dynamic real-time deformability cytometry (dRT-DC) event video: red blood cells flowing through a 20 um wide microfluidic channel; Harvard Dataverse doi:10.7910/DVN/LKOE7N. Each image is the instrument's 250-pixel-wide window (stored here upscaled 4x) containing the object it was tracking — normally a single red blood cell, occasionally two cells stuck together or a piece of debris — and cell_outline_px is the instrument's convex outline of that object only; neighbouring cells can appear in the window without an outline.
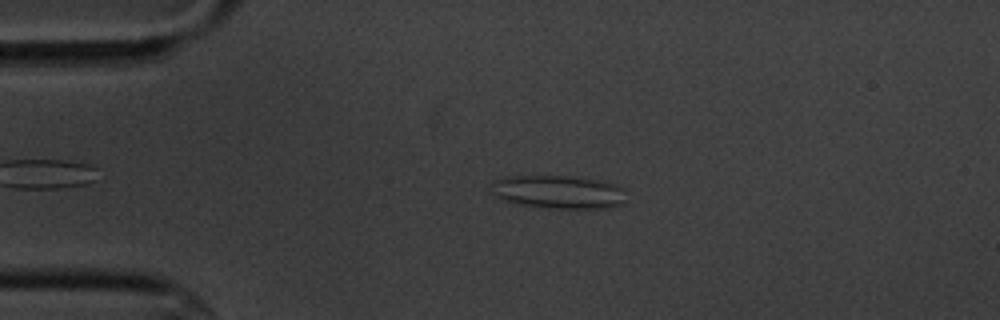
{"species": "common noctule bat (a hibernating species)", "species_latin": "Nyctalus noctula", "temperature_condition": "cold", "stored_images_in_passage": 5, "camera_frame_rate_fps": 3000, "um_per_image_px": 0.085, "animal": {"sex": "male", "body_mass_g": 20.1, "forearm_length_mm": 53.5}, "frame": {"image": 1, "passage_image": 2, "time_ms": 1.333, "image_size_px": [1000, 320], "cell_outline_px": [[624, 204], [612, 208], [548, 208], [524, 204], [504, 200], [492, 196], [492, 192], [500, 180], [508, 176], [568, 176], [604, 180], [624, 188]], "centroid_in_image_um": [47.59, 16.32], "position_along_channel_um": 37.4, "area_um2": 25.89}}
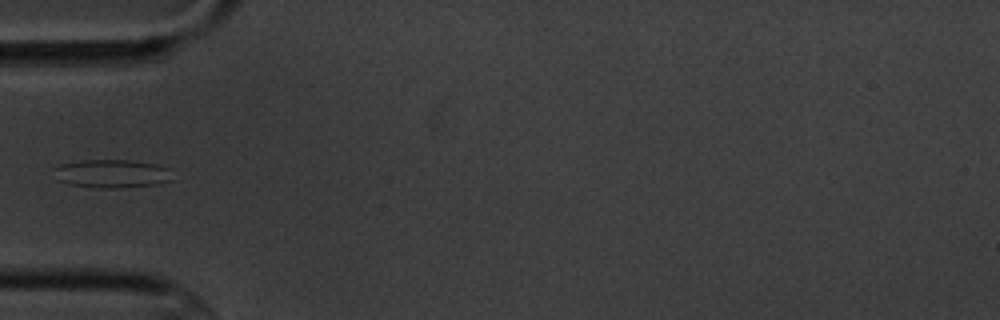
{"frame": {"image": 2, "passage_image": 3, "time_ms": 3.333, "image_size_px": [1000, 320], "cell_outline_px": [[172, 180], [156, 184], [120, 188], [100, 188], [68, 184], [56, 180], [52, 168], [60, 164], [80, 160], [128, 160], [156, 164], [172, 168]], "centroid_in_image_um": [9.49, 14.76], "position_along_channel_um": 75.5, "area_um2": 19.94}}
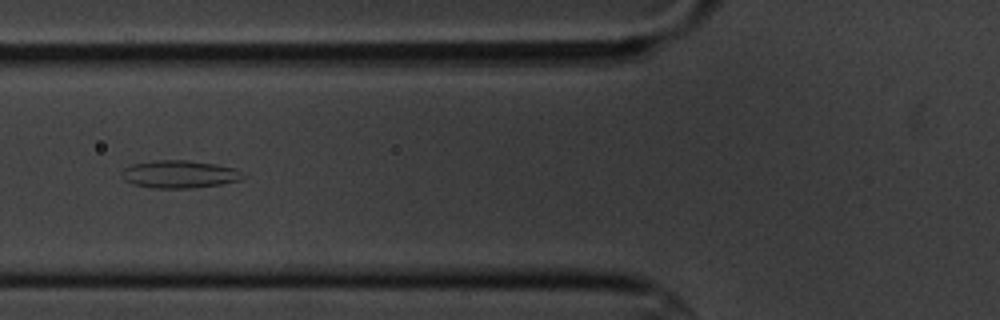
{"frame": {"image": 3, "passage_image": 4, "time_ms": 4.333, "image_size_px": [1000, 320], "cell_outline_px": [[248, 176], [240, 180], [220, 184], [192, 188], [156, 188], [132, 184], [124, 180], [120, 176], [120, 172], [124, 168], [132, 164], [156, 160], [188, 160], [236, 168]], "centroid_in_image_um": [15.24, 14.81], "position_along_channel_um": 110.6, "area_um2": 19.65}}